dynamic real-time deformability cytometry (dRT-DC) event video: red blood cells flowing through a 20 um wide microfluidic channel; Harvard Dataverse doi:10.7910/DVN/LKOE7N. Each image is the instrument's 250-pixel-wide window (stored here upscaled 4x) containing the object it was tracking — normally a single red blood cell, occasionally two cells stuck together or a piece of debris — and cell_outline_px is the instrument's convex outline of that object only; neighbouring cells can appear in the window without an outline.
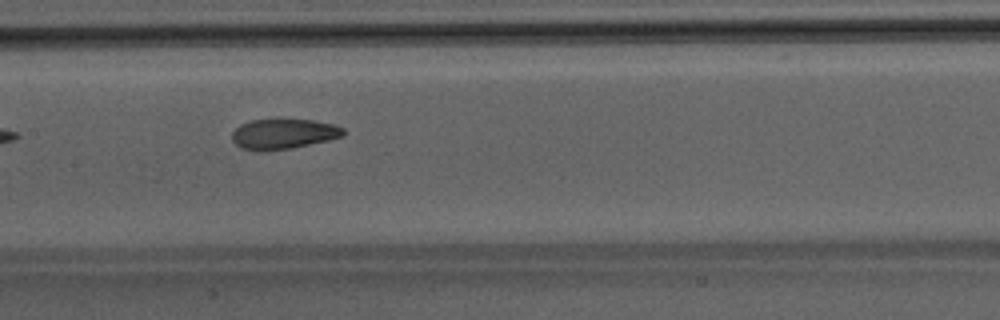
{"species": "Egyptian fruit bat (a non-hibernating species)", "species_latin": "Rousettus aegyptiacus", "temperature_condition": "room temperature", "stored_images_in_passage": 10, "camera_frame_rate_fps": 3000, "um_per_image_px": 0.085, "animal": {"sex": "male"}, "frame": {"image": 1, "passage_image": 7, "time_ms": 7.0, "image_size_px": [1000, 320], "cell_outline_px": [[344, 136], [328, 140], [292, 148], [260, 152], [256, 152], [240, 148], [232, 140], [232, 132], [240, 124], [252, 120], [276, 116], [280, 116], [312, 120], [332, 124], [344, 128]], "centroid_in_image_um": [24.04, 11.35], "position_along_channel_um": 183.4, "area_um2": 20.52}}